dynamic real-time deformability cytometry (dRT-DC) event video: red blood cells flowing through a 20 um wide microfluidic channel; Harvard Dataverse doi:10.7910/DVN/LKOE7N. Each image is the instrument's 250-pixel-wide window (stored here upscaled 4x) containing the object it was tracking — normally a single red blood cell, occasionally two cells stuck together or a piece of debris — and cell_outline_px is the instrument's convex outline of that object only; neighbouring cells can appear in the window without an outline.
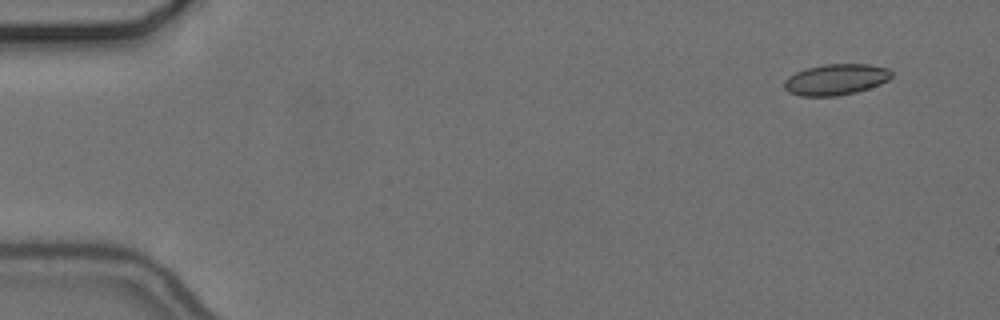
{"species": "common noctule bat (a hibernating species)", "species_latin": "Nyctalus noctula", "temperature_condition": "cold", "stored_images_in_passage": 53, "camera_frame_rate_fps": 3000, "um_per_image_px": 0.085, "animal": {"sex": "female", "body_mass_g": 24.6, "forearm_length_mm": 56.2}, "frame": {"image": 1, "passage_image": 1, "time_ms": 0.0, "image_size_px": [1000, 320], "cell_outline_px": [[892, 76], [888, 80], [880, 84], [856, 92], [836, 96], [800, 96], [788, 92], [784, 88], [784, 80], [788, 76], [804, 68], [824, 64], [868, 64], [888, 68], [892, 72]], "centroid_in_image_um": [71.02, 6.75], "position_along_channel_um": 14.0, "area_um2": 19.54}}
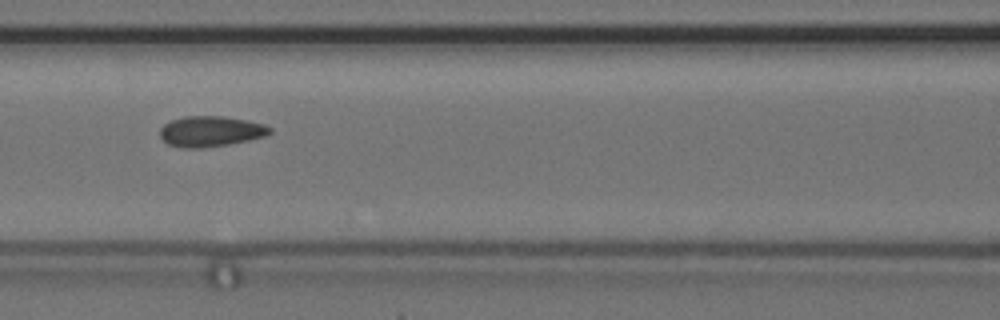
{"frame": {"image": 2, "passage_image": 22, "time_ms": 7.0, "image_size_px": [1000, 320], "cell_outline_px": [[272, 132], [264, 136], [248, 140], [228, 144], [204, 148], [184, 148], [168, 144], [160, 136], [160, 128], [164, 124], [172, 120], [184, 116], [224, 116], [248, 120], [264, 124], [272, 128]], "centroid_in_image_um": [17.91, 11.16], "position_along_channel_um": 148.7, "area_um2": 19.59}}
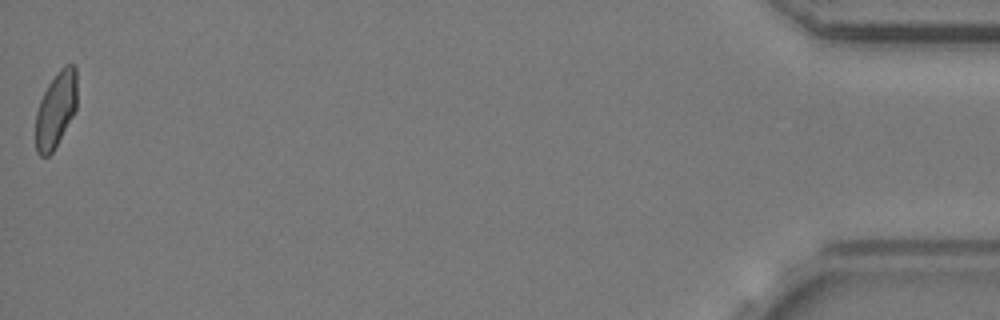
{"frame": {"image": 3, "passage_image": 53, "time_ms": 17.333, "image_size_px": [1000, 320], "cell_outline_px": [[76, 108], [72, 116], [52, 152], [48, 156], [40, 156], [36, 152], [36, 112], [40, 100], [48, 84], [60, 68], [64, 64], [76, 64]], "centroid_in_image_um": [4.74, 9.28], "position_along_channel_um": 430.5, "area_um2": 18.09}, "authors_computed_cell_mechanics": {"area_um2": 19.3052, "velocity_mm_per_s": 3.6726, "shape_relaxation_time_tau1_ms": null, "shape_relaxation_time_tau2_ms": 1.6323, "deformation_change_tau1": null, "deformation_change_tau2": 0.0733}}